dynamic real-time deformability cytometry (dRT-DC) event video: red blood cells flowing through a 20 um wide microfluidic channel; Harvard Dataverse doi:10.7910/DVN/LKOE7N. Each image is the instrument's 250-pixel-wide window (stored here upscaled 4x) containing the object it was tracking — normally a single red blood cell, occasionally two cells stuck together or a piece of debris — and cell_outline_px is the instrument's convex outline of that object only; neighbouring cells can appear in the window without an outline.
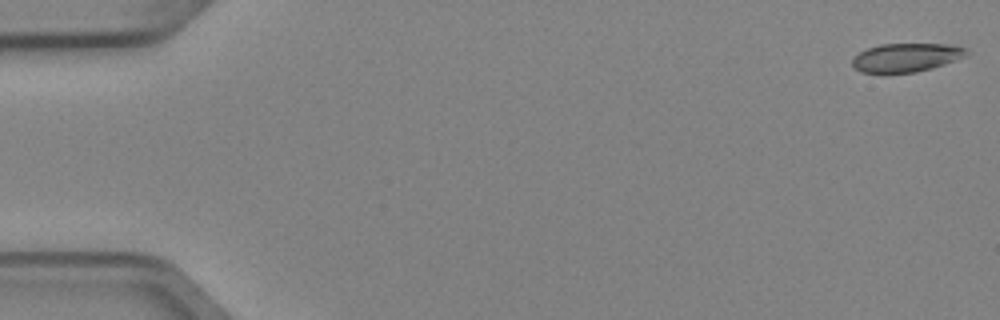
{"species": "Egyptian fruit bat (a non-hibernating species)", "species_latin": "Rousettus aegyptiacus", "temperature_condition": "cold", "stored_images_in_passage": 5, "camera_frame_rate_fps": 3000, "um_per_image_px": 0.085, "animal": {"sex": "female"}, "frame": {"image": 1, "passage_image": 1, "time_ms": 0.0, "image_size_px": [1000, 320], "cell_outline_px": [[968, 56], [932, 68], [916, 72], [860, 72], [852, 64], [852, 56], [868, 48], [880, 44], [948, 44], [968, 48]], "centroid_in_image_um": [77.06, 4.87], "position_along_channel_um": 7.9, "area_um2": 19.02}}
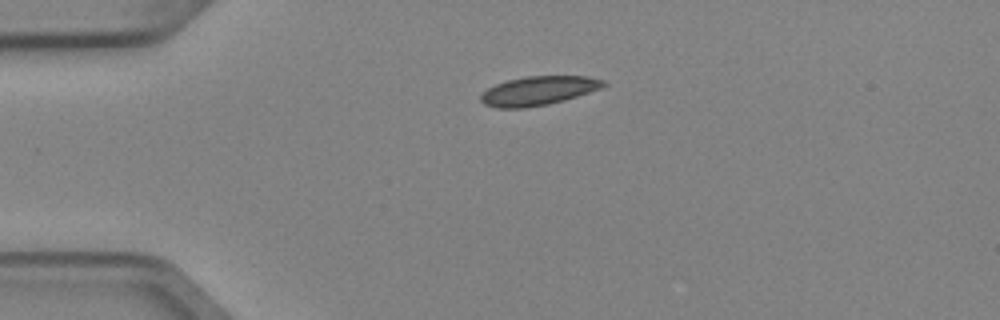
{"frame": {"image": 2, "passage_image": 4, "time_ms": 1.0, "image_size_px": [1000, 320], "cell_outline_px": [[608, 84], [604, 88], [564, 100], [548, 104], [524, 108], [496, 108], [484, 104], [480, 100], [480, 96], [488, 88], [496, 84], [508, 80], [528, 76], [588, 76], [604, 80]], "centroid_in_image_um": [45.8, 7.71], "position_along_channel_um": 39.2, "area_um2": 20.81}}